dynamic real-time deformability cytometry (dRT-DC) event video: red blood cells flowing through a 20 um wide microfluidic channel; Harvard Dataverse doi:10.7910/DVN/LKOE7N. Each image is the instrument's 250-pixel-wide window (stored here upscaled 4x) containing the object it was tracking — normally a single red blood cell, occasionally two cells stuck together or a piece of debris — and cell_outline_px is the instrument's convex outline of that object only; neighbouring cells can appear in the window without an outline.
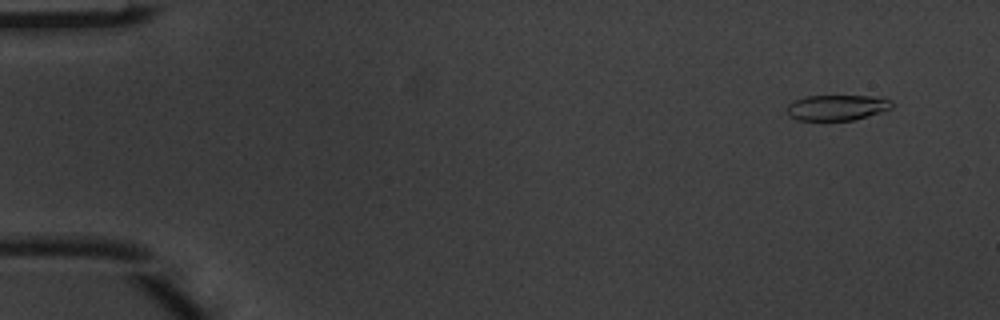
{"species": "common noctule bat (a hibernating species)", "species_latin": "Nyctalus noctula", "temperature_condition": "warm", "stored_images_in_passage": 5, "camera_frame_rate_fps": 3000, "um_per_image_px": 0.085, "animal": {"sex": "male", "body_mass_g": 20.1, "forearm_length_mm": 53.5}, "frame": {"image": 1, "passage_image": 2, "time_ms": 0.333, "image_size_px": [1000, 320], "cell_outline_px": [[892, 108], [880, 112], [852, 120], [796, 120], [788, 116], [788, 104], [804, 96], [884, 96], [892, 100]], "centroid_in_image_um": [71.16, 9.13], "position_along_channel_um": 13.8, "area_um2": 15.66}}